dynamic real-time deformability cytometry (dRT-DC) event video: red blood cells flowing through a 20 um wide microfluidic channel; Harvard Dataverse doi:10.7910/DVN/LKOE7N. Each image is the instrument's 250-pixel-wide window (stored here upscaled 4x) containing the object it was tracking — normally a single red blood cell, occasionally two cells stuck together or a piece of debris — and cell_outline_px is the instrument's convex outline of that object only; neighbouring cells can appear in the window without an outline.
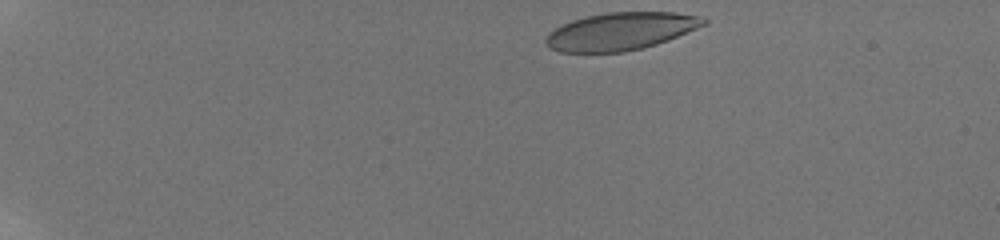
{"species": "human", "species_latin": "Homo sapiens", "temperature_condition": "room temperature", "stored_images_in_passage": 25, "camera_frame_rate_fps": 3000, "um_per_image_px": 0.085, "donor": {"sex": "male"}, "frame": {"image": 1, "passage_image": 1, "time_ms": 0.0, "image_size_px": [1000, 240], "cell_outline_px": [[708, 24], [668, 40], [656, 44], [624, 52], [560, 52], [548, 48], [544, 44], [544, 36], [548, 32], [572, 20], [588, 16], [608, 12], [672, 12], [700, 16], [708, 20]], "centroid_in_image_um": [52.74, 2.66], "position_along_channel_um": 32.3, "area_um2": 34.68}}
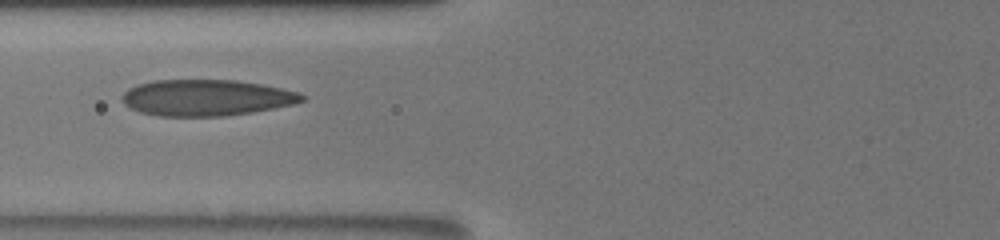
{"frame": {"image": 2, "passage_image": 24, "time_ms": 5.0, "image_size_px": [1000, 240], "cell_outline_px": [[304, 100], [292, 104], [252, 112], [224, 116], [160, 116], [140, 112], [124, 104], [120, 100], [120, 96], [128, 88], [136, 84], [152, 80], [236, 80], [260, 84], [300, 92], [304, 96]], "centroid_in_image_um": [17.48, 8.3], "position_along_channel_um": 108.3, "area_um2": 37.97}}